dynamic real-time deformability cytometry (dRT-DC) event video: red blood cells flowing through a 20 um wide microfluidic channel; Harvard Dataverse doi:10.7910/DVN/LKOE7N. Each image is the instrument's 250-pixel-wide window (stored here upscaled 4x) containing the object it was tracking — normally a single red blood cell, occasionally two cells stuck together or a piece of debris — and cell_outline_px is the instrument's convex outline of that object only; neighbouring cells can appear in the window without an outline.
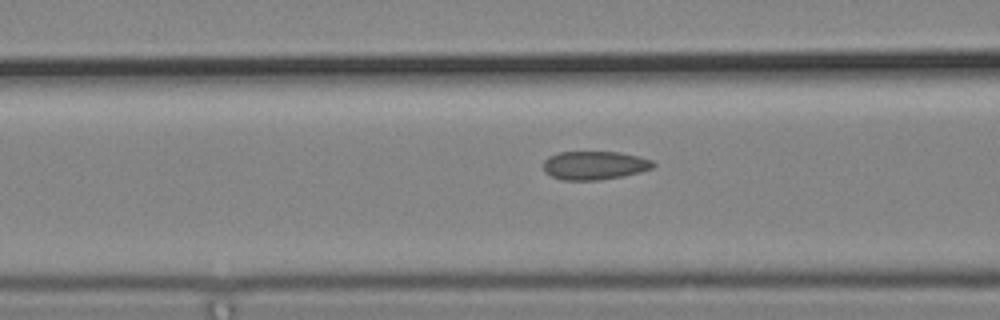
{"species": "common noctule bat (a hibernating species)", "species_latin": "Nyctalus noctula", "temperature_condition": "cold", "stored_images_in_passage": 13, "camera_frame_rate_fps": 3000, "um_per_image_px": 0.085, "animal": {"sex": "male", "body_mass_g": 19.2, "forearm_length_mm": 51.8}, "frame": {"image": 1, "passage_image": 11, "time_ms": 3.333, "image_size_px": [1000, 320], "cell_outline_px": [[656, 164], [652, 168], [640, 172], [624, 176], [600, 180], [564, 180], [552, 176], [544, 172], [544, 160], [548, 156], [560, 152], [620, 152], [640, 156], [652, 160]], "centroid_in_image_um": [50.55, 14.05], "position_along_channel_um": 116.0, "area_um2": 18.38}}